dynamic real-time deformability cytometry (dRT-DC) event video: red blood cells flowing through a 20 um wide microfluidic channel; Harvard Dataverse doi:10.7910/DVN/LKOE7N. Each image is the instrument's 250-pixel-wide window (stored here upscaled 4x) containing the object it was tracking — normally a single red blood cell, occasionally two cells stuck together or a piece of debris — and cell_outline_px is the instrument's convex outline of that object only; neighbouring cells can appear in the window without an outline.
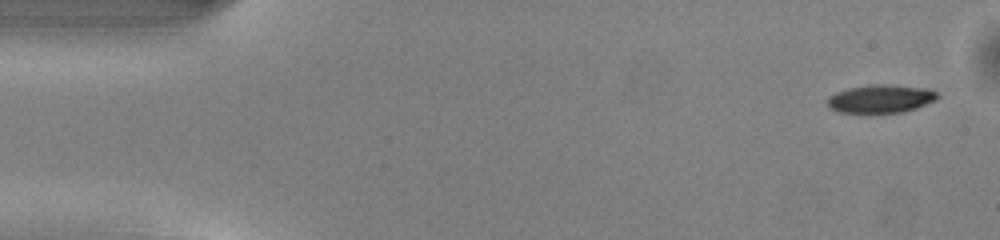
{"species": "common noctule bat (a hibernating species)", "species_latin": "Nyctalus noctula", "temperature_condition": "warm", "stored_images_in_passage": 49, "camera_frame_rate_fps": 3000, "um_per_image_px": 0.085, "animal": {"sex": "male", "body_mass_g": 13.0, "forearm_length_mm": 53.1}, "frame": {"image": 1, "passage_image": 1, "time_ms": 0.0, "image_size_px": [1000, 240], "cell_outline_px": [[940, 96], [936, 100], [916, 108], [900, 112], [836, 112], [828, 108], [828, 96], [836, 92], [848, 88], [872, 84], [884, 84], [928, 88], [936, 92]], "centroid_in_image_um": [74.85, 8.38], "position_along_channel_um": 10.1, "area_um2": 18.03}}
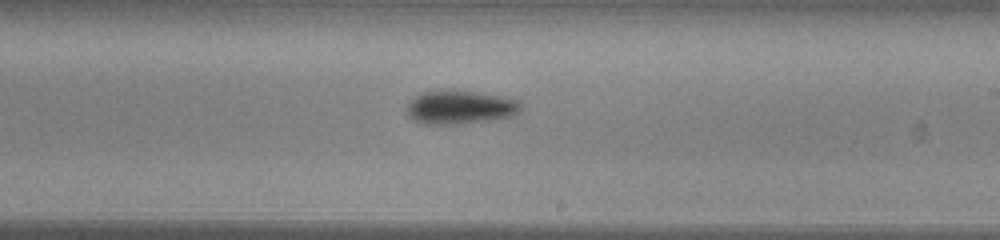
{"frame": {"image": 2, "passage_image": 28, "time_ms": 9.0, "image_size_px": [1000, 240], "cell_outline_px": [[520, 112], [512, 116], [492, 120], [448, 124], [424, 124], [412, 120], [408, 116], [404, 108], [420, 92], [440, 88], [448, 88], [508, 96], [520, 100]], "centroid_in_image_um": [39.09, 9.07], "position_along_channel_um": 249.9, "area_um2": 23.12}}
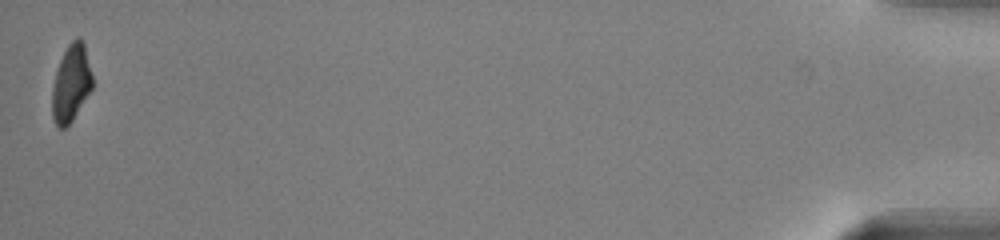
{"frame": {"image": 3, "passage_image": 49, "time_ms": 16.0, "image_size_px": [1000, 240], "cell_outline_px": [[92, 88], [72, 120], [64, 128], [60, 128], [56, 124], [52, 116], [52, 88], [56, 72], [60, 60], [68, 44], [76, 36], [84, 44], [92, 76]], "centroid_in_image_um": [6.03, 7.08], "position_along_channel_um": 429.2, "area_um2": 17.69}, "authors_computed_cell_mechanics": {"area_um2": 20.23, "velocity_mm_per_s": 4.0411, "shape_relaxation_time_tau1_ms": 1.9142, "shape_relaxation_time_tau2_ms": null, "deformation_change_tau1": 0.1207, "deformation_change_tau2": null}}